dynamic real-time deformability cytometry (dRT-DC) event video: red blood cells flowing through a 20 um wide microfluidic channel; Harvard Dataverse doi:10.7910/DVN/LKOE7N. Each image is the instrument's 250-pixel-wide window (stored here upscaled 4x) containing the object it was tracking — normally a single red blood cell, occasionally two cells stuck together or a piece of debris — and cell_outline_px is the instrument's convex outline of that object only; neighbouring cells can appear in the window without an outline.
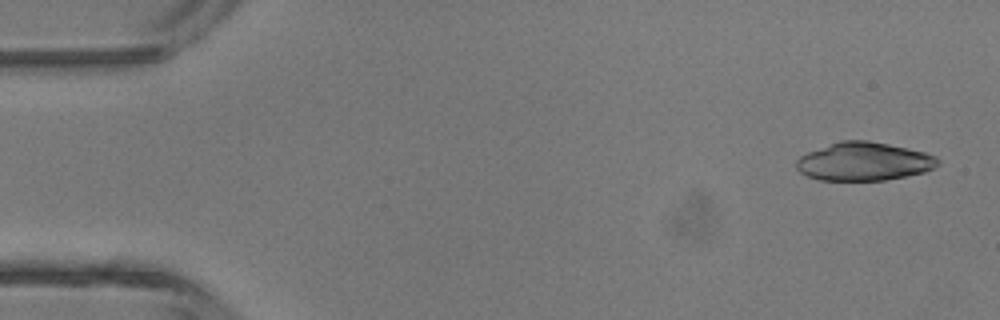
{"species": "common noctule bat (a hibernating species)", "species_latin": "Nyctalus noctula", "temperature_condition": "room temperature", "stored_images_in_passage": 44, "camera_frame_rate_fps": 3000, "um_per_image_px": 0.085, "animal": {"sex": "male", "body_mass_g": 13.3}, "frame": {"image": 1, "passage_image": 1, "time_ms": 0.0, "image_size_px": [1000, 320], "cell_outline_px": [[940, 164], [924, 172], [884, 180], [820, 180], [808, 176], [800, 172], [796, 168], [796, 160], [800, 156], [808, 152], [840, 140], [868, 140], [908, 148], [924, 152], [936, 156], [940, 160]], "centroid_in_image_um": [73.43, 13.72], "position_along_channel_um": 11.6, "area_um2": 31.5}}